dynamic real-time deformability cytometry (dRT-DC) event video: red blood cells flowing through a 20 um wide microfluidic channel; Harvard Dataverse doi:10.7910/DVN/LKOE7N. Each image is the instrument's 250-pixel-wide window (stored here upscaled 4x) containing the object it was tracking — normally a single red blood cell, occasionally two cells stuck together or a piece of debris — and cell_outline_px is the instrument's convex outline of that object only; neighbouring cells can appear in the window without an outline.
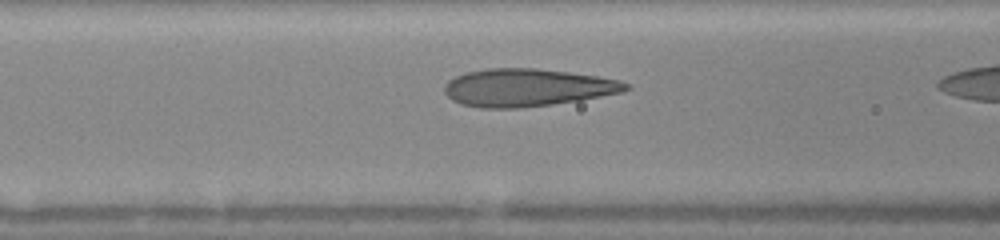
{"species": "human", "species_latin": "Homo sapiens", "temperature_condition": "warm", "stored_images_in_passage": 8, "camera_frame_rate_fps": 3000, "um_per_image_px": 0.085, "donor": {"sex": "female"}, "frame": {"image": 1, "passage_image": 6, "time_ms": 1.667, "image_size_px": [1000, 240], "cell_outline_px": [[632, 88], [620, 92], [580, 100], [552, 104], [520, 108], [480, 108], [460, 104], [452, 100], [444, 92], [444, 84], [448, 80], [456, 76], [468, 72], [488, 68], [536, 68], [568, 72], [596, 76], [620, 80], [628, 84]], "centroid_in_image_um": [44.78, 7.45], "position_along_channel_um": 121.8, "area_um2": 39.77}}